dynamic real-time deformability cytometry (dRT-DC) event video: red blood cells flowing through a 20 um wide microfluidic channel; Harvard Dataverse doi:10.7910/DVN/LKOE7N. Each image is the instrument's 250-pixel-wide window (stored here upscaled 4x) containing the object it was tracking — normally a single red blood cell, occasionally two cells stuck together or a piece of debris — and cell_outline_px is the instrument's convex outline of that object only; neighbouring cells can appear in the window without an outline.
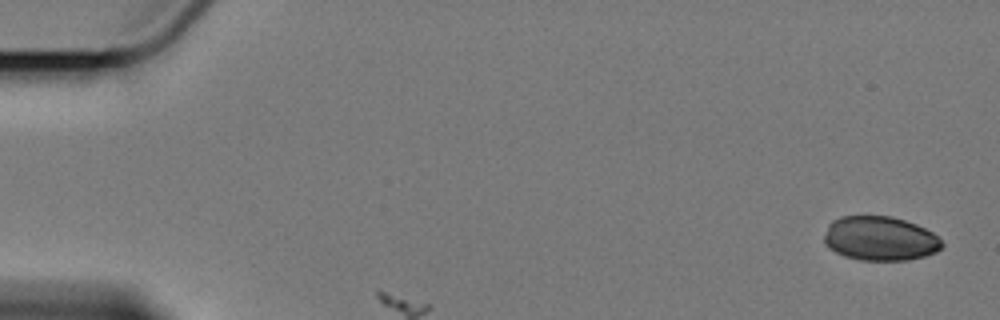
{"species": "Egyptian fruit bat (a non-hibernating species)", "species_latin": "Rousettus aegyptiacus", "temperature_condition": "cold", "stored_images_in_passage": 4, "camera_frame_rate_fps": 3000, "um_per_image_px": 0.085, "animal": {"sex": "female"}, "frame": {"image": 1, "passage_image": 1, "time_ms": 0.0, "image_size_px": [1000, 320], "cell_outline_px": [[944, 244], [936, 252], [924, 256], [908, 260], [860, 260], [844, 256], [828, 248], [824, 244], [824, 236], [828, 224], [832, 220], [840, 216], [892, 216], [916, 224], [932, 232]], "centroid_in_image_um": [74.77, 20.27], "position_along_channel_um": 10.2, "area_um2": 30.46}}